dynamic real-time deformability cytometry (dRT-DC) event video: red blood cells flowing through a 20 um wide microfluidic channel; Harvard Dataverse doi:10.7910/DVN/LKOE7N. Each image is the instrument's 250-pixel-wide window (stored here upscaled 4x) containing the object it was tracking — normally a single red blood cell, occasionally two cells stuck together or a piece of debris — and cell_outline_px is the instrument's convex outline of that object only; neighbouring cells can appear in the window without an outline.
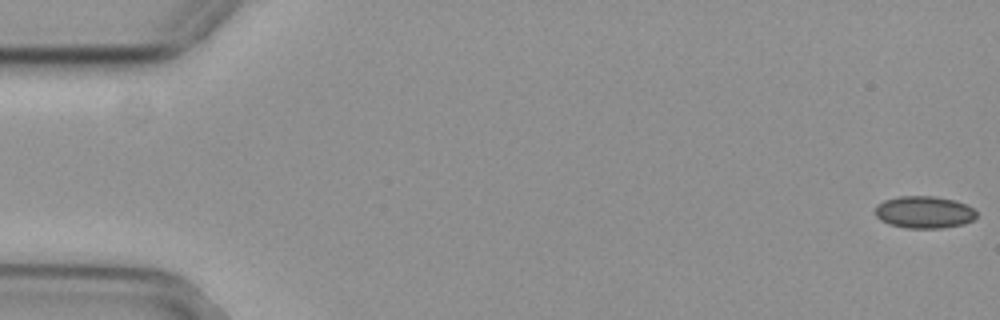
{"species": "common noctule bat (a hibernating species)", "species_latin": "Nyctalus noctula", "temperature_condition": "cold", "stored_images_in_passage": 56, "camera_frame_rate_fps": 3000, "um_per_image_px": 0.085, "animal": {"sex": "female", "body_mass_g": 29.2, "forearm_length_mm": 56.3}, "frame": {"image": 1, "passage_image": 1, "time_ms": 0.0, "image_size_px": [1000, 320], "cell_outline_px": [[976, 216], [972, 220], [964, 224], [940, 228], [908, 228], [888, 224], [880, 220], [876, 216], [876, 204], [884, 200], [900, 196], [936, 196], [952, 200], [964, 204], [972, 208], [976, 212]], "centroid_in_image_um": [78.52, 18.03], "position_along_channel_um": 6.5, "area_um2": 18.9}}
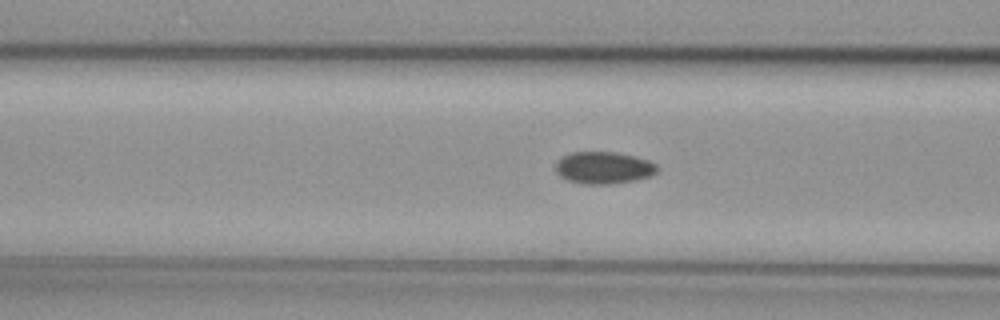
{"frame": {"image": 2, "passage_image": 22, "time_ms": 7.0, "image_size_px": [1000, 320], "cell_outline_px": [[660, 168], [652, 176], [636, 180], [608, 184], [584, 184], [568, 180], [560, 176], [556, 172], [556, 160], [560, 156], [572, 152], [616, 152], [636, 156], [648, 160], [656, 164]], "centroid_in_image_um": [51.32, 14.25], "position_along_channel_um": 115.3, "area_um2": 19.25}}
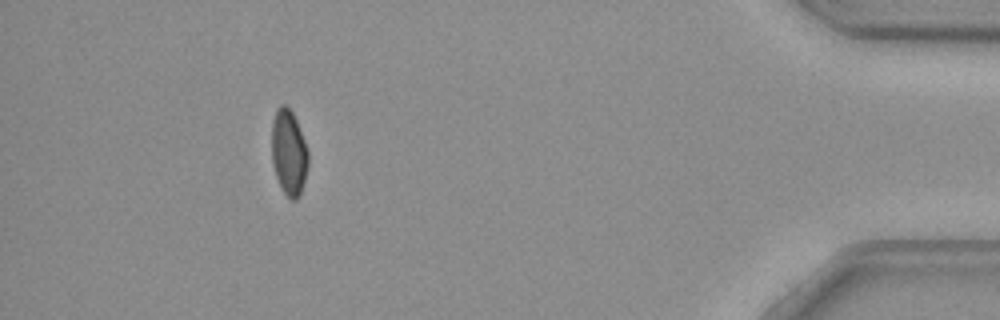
{"frame": {"image": 3, "passage_image": 51, "time_ms": 16.667, "image_size_px": [1000, 320], "cell_outline_px": [[308, 164], [300, 196], [296, 200], [292, 200], [284, 192], [276, 176], [272, 164], [272, 120], [276, 108], [280, 104], [284, 104], [292, 112], [296, 120], [304, 140], [308, 152]], "centroid_in_image_um": [24.54, 12.94], "position_along_channel_um": 410.7, "area_um2": 18.09}}